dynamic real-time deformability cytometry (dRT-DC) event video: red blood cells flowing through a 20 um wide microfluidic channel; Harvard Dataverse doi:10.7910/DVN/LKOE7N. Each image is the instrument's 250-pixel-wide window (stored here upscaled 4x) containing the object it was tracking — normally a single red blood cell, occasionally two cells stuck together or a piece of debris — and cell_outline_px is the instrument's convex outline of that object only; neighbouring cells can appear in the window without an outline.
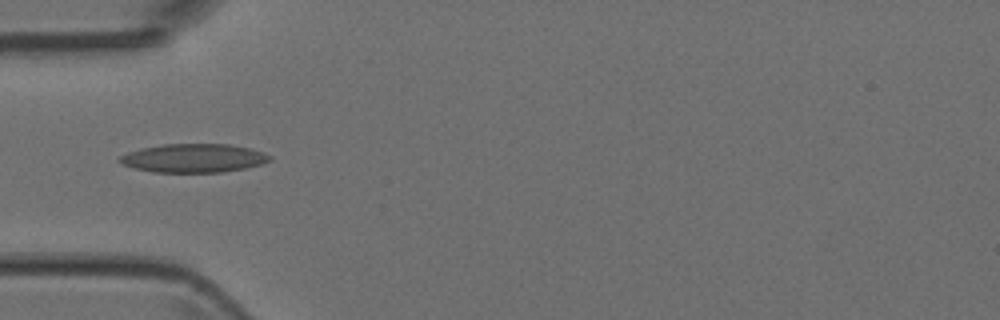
{"species": "Egyptian fruit bat (a non-hibernating species)", "species_latin": "Rousettus aegyptiacus", "temperature_condition": "room temperature", "stored_images_in_passage": 4, "camera_frame_rate_fps": 3000, "um_per_image_px": 0.085, "animal": {"sex": "female"}, "frame": {"image": 1, "passage_image": 3, "time_ms": 2.333, "image_size_px": [1000, 320], "cell_outline_px": [[272, 160], [260, 164], [244, 168], [224, 172], [152, 172], [120, 164], [116, 160], [120, 156], [128, 152], [140, 148], [164, 144], [228, 144], [248, 148], [264, 152], [272, 156]], "centroid_in_image_um": [16.43, 13.44], "position_along_channel_um": 68.6, "area_um2": 25.09}}
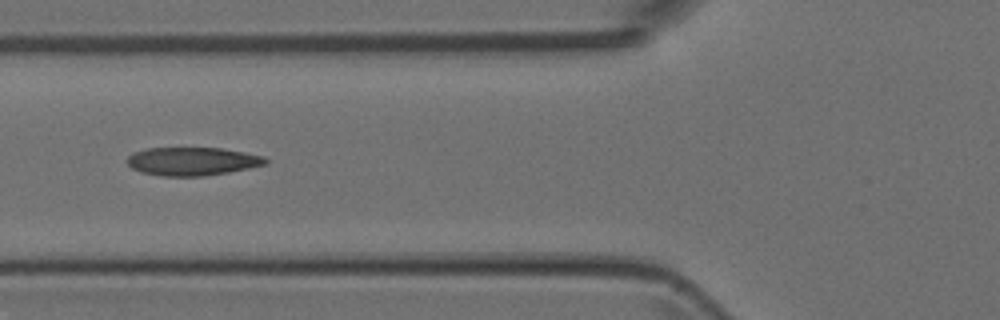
{"frame": {"image": 2, "passage_image": 4, "time_ms": 3.333, "image_size_px": [1000, 320], "cell_outline_px": [[268, 164], [228, 172], [204, 176], [160, 176], [140, 172], [132, 168], [124, 160], [132, 152], [144, 148], [220, 148], [244, 152], [264, 156], [268, 160]], "centroid_in_image_um": [16.3, 13.71], "position_along_channel_um": 109.5, "area_um2": 23.0}}